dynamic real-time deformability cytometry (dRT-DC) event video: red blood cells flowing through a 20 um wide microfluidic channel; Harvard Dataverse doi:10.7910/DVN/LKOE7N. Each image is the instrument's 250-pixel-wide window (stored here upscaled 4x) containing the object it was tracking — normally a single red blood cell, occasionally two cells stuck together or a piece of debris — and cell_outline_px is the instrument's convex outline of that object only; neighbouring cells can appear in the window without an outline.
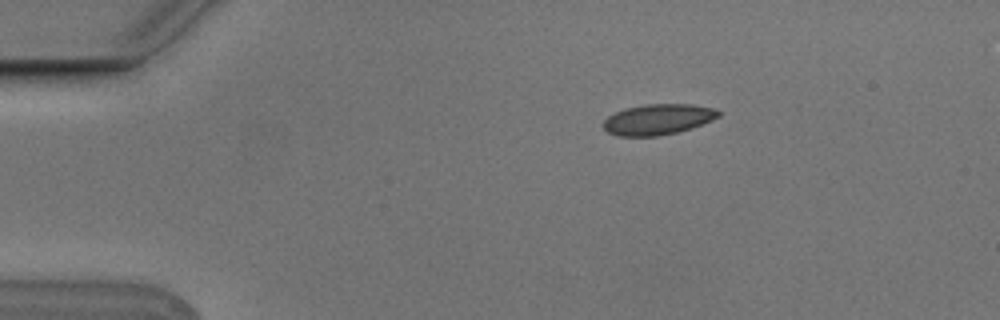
{"species": "Egyptian fruit bat (a non-hibernating species)", "species_latin": "Rousettus aegyptiacus", "temperature_condition": "cold", "stored_images_in_passage": 3, "camera_frame_rate_fps": 3000, "um_per_image_px": 0.085, "animal": {"sex": "male"}, "frame": {"image": 1, "passage_image": 1, "time_ms": 0.0, "image_size_px": [1000, 320], "cell_outline_px": [[720, 116], [712, 120], [692, 128], [676, 132], [656, 136], [620, 136], [608, 132], [604, 128], [604, 120], [608, 116], [624, 108], [644, 104], [692, 104], [712, 108], [720, 112]], "centroid_in_image_um": [55.92, 10.14], "position_along_channel_um": 29.1, "area_um2": 20.46}}
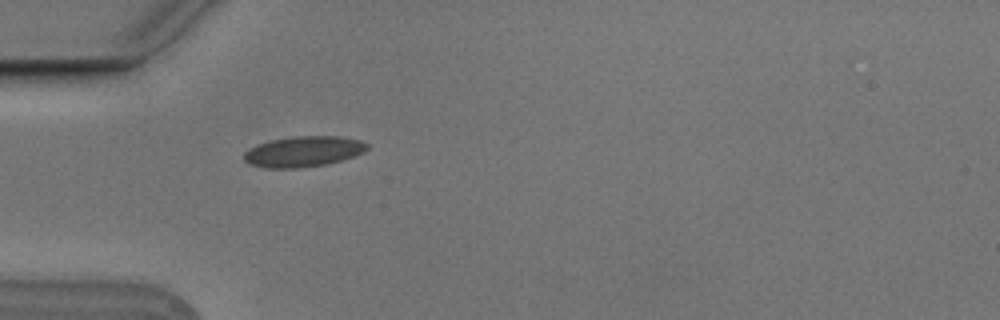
{"frame": {"image": 2, "passage_image": 3, "time_ms": 0.667, "image_size_px": [1000, 320], "cell_outline_px": [[368, 148], [364, 152], [340, 160], [324, 164], [300, 168], [264, 168], [252, 164], [244, 160], [244, 152], [260, 144], [272, 140], [292, 136], [340, 136], [360, 140], [368, 144]], "centroid_in_image_um": [25.81, 12.87], "position_along_channel_um": 59.2, "area_um2": 21.68}}